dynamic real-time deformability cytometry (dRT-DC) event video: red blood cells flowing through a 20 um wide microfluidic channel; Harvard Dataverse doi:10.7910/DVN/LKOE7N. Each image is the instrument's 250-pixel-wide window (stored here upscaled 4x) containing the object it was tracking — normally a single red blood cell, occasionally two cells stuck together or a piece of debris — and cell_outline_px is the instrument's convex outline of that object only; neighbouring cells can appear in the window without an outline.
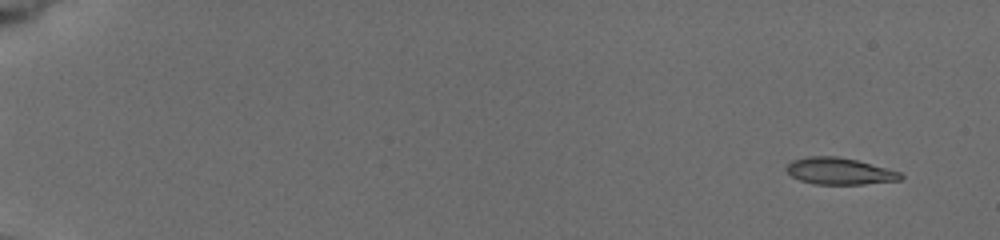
{"species": "common noctule bat (a hibernating species)", "species_latin": "Nyctalus noctula", "temperature_condition": "cold", "stored_images_in_passage": 72, "camera_frame_rate_fps": 3000, "um_per_image_px": 0.085, "animal": {"sex": "female", "body_mass_g": 19.5, "forearm_length_mm": 54.1}, "frame": {"image": 1, "passage_image": 4, "time_ms": 0.667, "image_size_px": [1000, 240], "cell_outline_px": [[904, 176], [900, 180], [864, 184], [812, 184], [800, 180], [792, 176], [784, 168], [792, 160], [808, 156], [836, 156], [856, 160], [900, 172]], "centroid_in_image_um": [71.32, 14.55], "position_along_channel_um": 13.7, "area_um2": 17.69}}
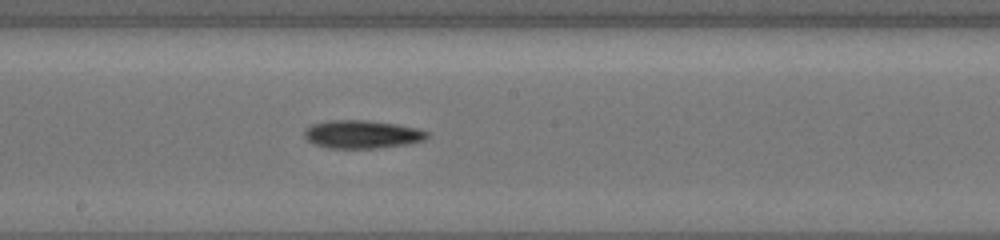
{"frame": {"image": 2, "passage_image": 43, "time_ms": 10.333, "image_size_px": [1000, 240], "cell_outline_px": [[428, 136], [424, 140], [404, 144], [376, 148], [328, 148], [316, 144], [308, 140], [304, 136], [304, 132], [312, 124], [328, 120], [364, 120], [396, 124], [416, 128], [428, 132]], "centroid_in_image_um": [30.76, 11.41], "position_along_channel_um": 217.4, "area_um2": 19.83}}
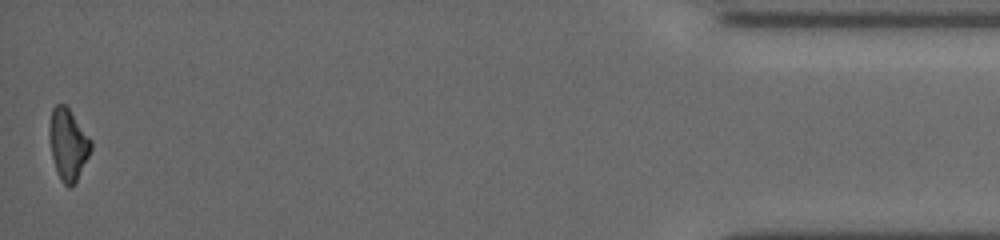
{"frame": {"image": 3, "passage_image": 72, "time_ms": 17.667, "image_size_px": [1000, 240], "cell_outline_px": [[92, 148], [76, 180], [68, 188], [60, 180], [52, 156], [52, 108], [56, 104], [64, 104], [68, 108], [92, 140]], "centroid_in_image_um": [5.84, 12.29], "position_along_channel_um": 429.4, "area_um2": 16.3}, "authors_computed_cell_mechanics": {"area_um2": 18.3515, "velocity_mm_per_s": 3.9008, "shape_relaxation_time_tau1_ms": 4.2426, "shape_relaxation_time_tau2_ms": 8.7321, "deformation_change_tau1": 0.1267, "deformation_change_tau2": 0.2432}}